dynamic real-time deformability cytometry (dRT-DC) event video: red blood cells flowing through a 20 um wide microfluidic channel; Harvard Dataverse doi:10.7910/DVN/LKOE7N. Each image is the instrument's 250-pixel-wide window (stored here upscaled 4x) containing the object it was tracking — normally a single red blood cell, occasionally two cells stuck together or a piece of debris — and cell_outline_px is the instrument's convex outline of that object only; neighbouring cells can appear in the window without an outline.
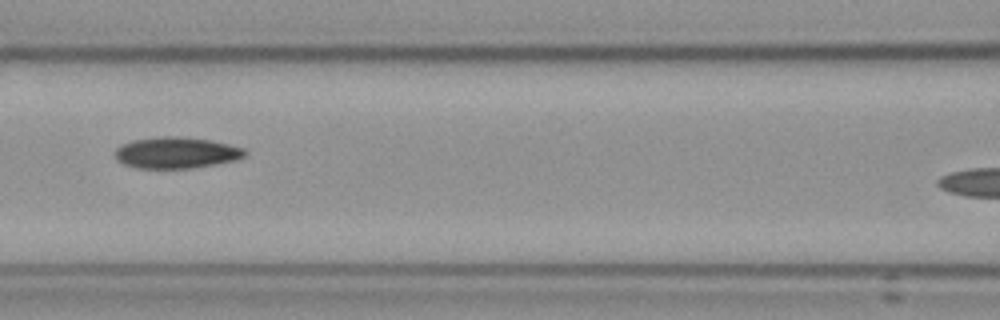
{"species": "Egyptian fruit bat (a non-hibernating species)", "species_latin": "Rousettus aegyptiacus", "temperature_condition": "cold", "stored_images_in_passage": 13, "camera_frame_rate_fps": 3000, "um_per_image_px": 0.085, "frame": {"image": 1, "passage_image": 3, "time_ms": 2.333, "image_size_px": [1000, 320], "cell_outline_px": [[248, 152], [244, 156], [232, 160], [212, 164], [188, 168], [140, 168], [124, 164], [116, 160], [116, 148], [132, 140], [164, 136], [176, 136], [208, 140], [228, 144], [244, 148]], "centroid_in_image_um": [14.96, 12.97], "position_along_channel_um": 151.6, "area_um2": 23.18}}
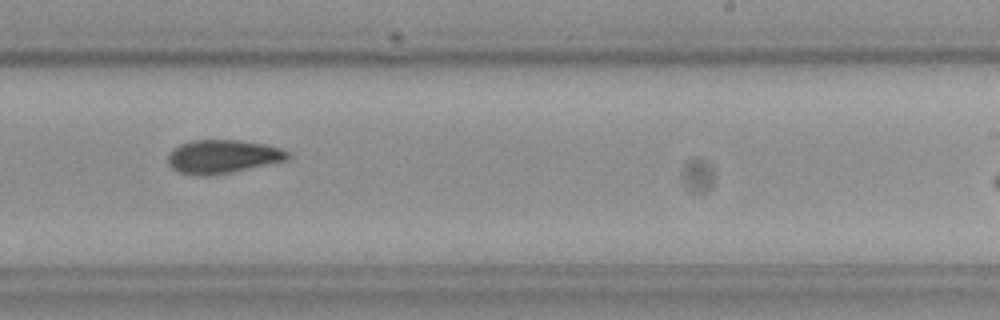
{"frame": {"image": 2, "passage_image": 6, "time_ms": 5.667, "image_size_px": [1000, 320], "cell_outline_px": [[292, 156], [288, 160], [228, 172], [180, 172], [172, 168], [168, 164], [168, 156], [172, 148], [180, 144], [192, 140], [240, 140], [264, 144], [280, 148], [288, 152]], "centroid_in_image_um": [18.97, 13.24], "position_along_channel_um": 270.0, "area_um2": 22.48}, "authors_computed_cell_mechanics": {"area_um2": 22.9466, "velocity_mm_per_s": 3.5652, "shape_relaxation_time_tau1_ms": null, "shape_relaxation_time_tau2_ms": 3.1773, "deformation_change_tau1": null, "deformation_change_tau2": 0.0706}}